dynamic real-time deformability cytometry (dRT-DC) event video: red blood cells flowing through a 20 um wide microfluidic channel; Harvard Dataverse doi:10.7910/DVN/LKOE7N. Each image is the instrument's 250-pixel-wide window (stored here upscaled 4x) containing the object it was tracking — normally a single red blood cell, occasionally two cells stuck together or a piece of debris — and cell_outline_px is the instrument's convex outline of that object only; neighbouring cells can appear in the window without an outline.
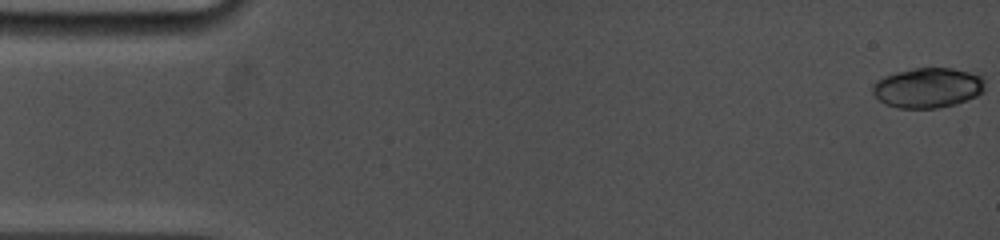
{"species": "common noctule bat (a hibernating species)", "species_latin": "Nyctalus noctula", "temperature_condition": "cold", "stored_images_in_passage": 11, "camera_frame_rate_fps": 5000, "um_per_image_px": 0.085, "animal": {"sex": "female", "body_mass_g": 19.0, "forearm_length_mm": 53.3}, "frame": {"image": 1, "passage_image": 1, "time_ms": 0.0, "image_size_px": [1000, 240], "cell_outline_px": [[984, 92], [976, 96], [956, 104], [936, 108], [900, 108], [884, 104], [872, 92], [872, 84], [876, 80], [884, 76], [896, 72], [916, 68], [952, 68], [980, 72], [984, 76]], "centroid_in_image_um": [78.91, 7.44], "position_along_channel_um": 6.1, "area_um2": 26.65}}
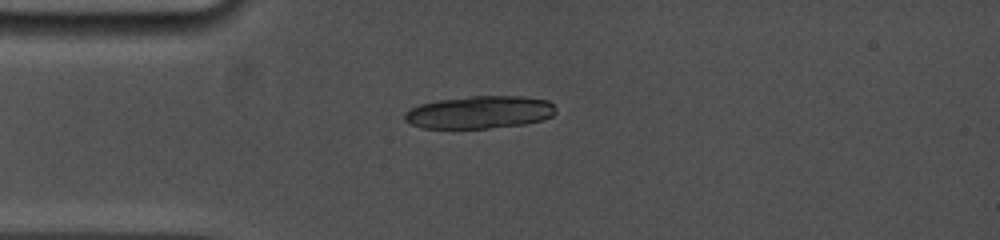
{"frame": {"image": 2, "passage_image": 10, "time_ms": 4.2, "image_size_px": [1000, 240], "cell_outline_px": [[556, 112], [552, 116], [544, 120], [524, 124], [488, 128], [424, 128], [412, 124], [404, 120], [404, 112], [420, 104], [440, 100], [472, 96], [520, 96], [548, 100], [556, 108]], "centroid_in_image_um": [40.8, 9.54], "position_along_channel_um": 44.2, "area_um2": 28.67}}